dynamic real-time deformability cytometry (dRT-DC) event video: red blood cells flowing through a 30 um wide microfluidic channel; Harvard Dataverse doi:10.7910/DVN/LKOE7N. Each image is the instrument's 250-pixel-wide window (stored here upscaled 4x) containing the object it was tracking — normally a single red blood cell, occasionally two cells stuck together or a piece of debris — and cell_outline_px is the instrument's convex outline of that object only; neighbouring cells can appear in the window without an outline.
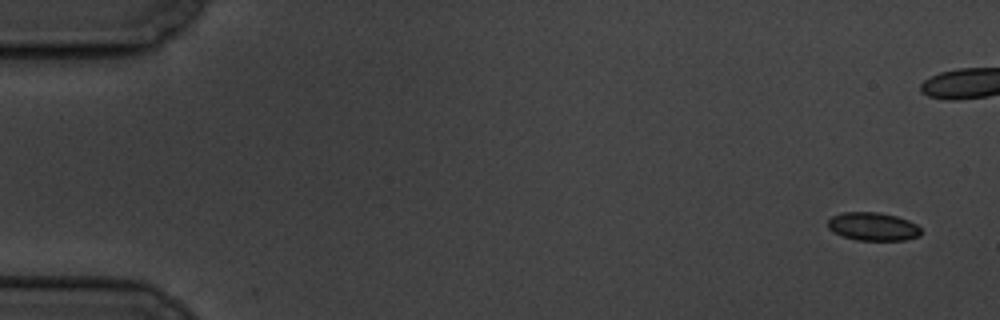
{"species": "common noctule bat (a hibernating species)", "species_latin": "Nyctalus noctula", "temperature_condition": "cold", "stored_images_in_passage": 3, "camera_frame_rate_fps": 3000, "um_per_image_px": 0.085, "animal": {"sex": "male", "body_mass_g": 19.5, "forearm_length_mm": 54.6}, "frame": {"image": 1, "passage_image": 1, "time_ms": 0.0, "image_size_px": [1000, 320], "cell_outline_px": [[920, 236], [904, 240], [856, 240], [832, 232], [828, 228], [828, 220], [832, 216], [844, 212], [880, 212], [896, 216], [908, 220], [916, 224], [920, 228]], "centroid_in_image_um": [74.19, 19.25], "position_along_channel_um": 10.8, "area_um2": 15.32}}